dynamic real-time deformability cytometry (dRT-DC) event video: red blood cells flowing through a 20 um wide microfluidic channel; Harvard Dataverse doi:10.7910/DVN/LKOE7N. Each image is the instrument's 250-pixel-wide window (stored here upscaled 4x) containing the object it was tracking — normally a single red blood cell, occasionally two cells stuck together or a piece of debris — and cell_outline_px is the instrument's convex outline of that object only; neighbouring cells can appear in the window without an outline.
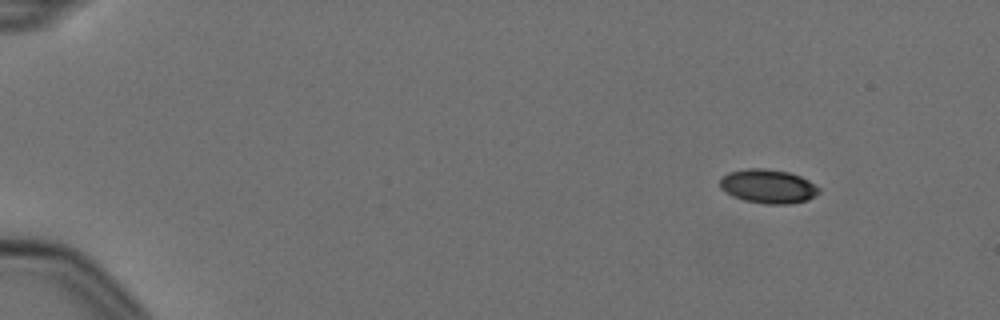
{"species": "Egyptian fruit bat (a non-hibernating species)", "species_latin": "Rousettus aegyptiacus", "temperature_condition": "cold", "stored_images_in_passage": 7, "camera_frame_rate_fps": 3000, "um_per_image_px": 0.085, "animal": {"sex": "female"}, "frame": {"image": 1, "passage_image": 2, "time_ms": 0.333, "image_size_px": [1000, 320], "cell_outline_px": [[820, 192], [808, 200], [788, 204], [764, 204], [744, 200], [732, 196], [720, 188], [720, 180], [728, 172], [748, 168], [764, 168], [788, 172], [800, 176], [808, 180], [820, 188]], "centroid_in_image_um": [65.29, 15.84], "position_along_channel_um": 19.7, "area_um2": 19.59}}
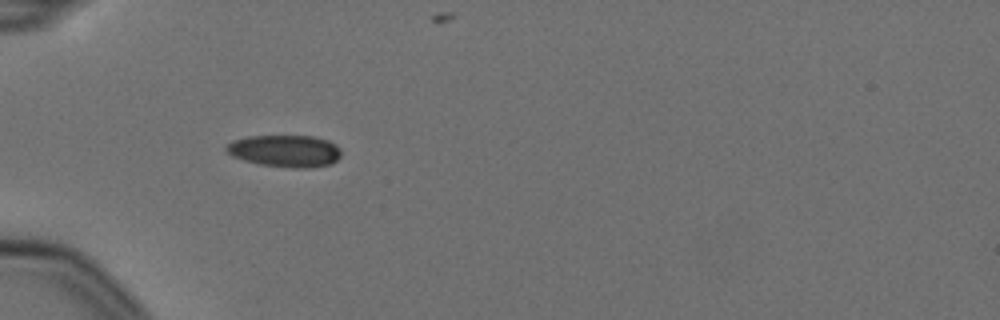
{"frame": {"image": 2, "passage_image": 5, "time_ms": 1.333, "image_size_px": [1000, 320], "cell_outline_px": [[340, 156], [332, 164], [312, 168], [292, 168], [260, 164], [244, 160], [232, 156], [224, 148], [232, 140], [248, 136], [312, 136], [328, 140], [336, 144], [340, 148]], "centroid_in_image_um": [24.25, 12.83], "position_along_channel_um": 60.8, "area_um2": 21.56}}